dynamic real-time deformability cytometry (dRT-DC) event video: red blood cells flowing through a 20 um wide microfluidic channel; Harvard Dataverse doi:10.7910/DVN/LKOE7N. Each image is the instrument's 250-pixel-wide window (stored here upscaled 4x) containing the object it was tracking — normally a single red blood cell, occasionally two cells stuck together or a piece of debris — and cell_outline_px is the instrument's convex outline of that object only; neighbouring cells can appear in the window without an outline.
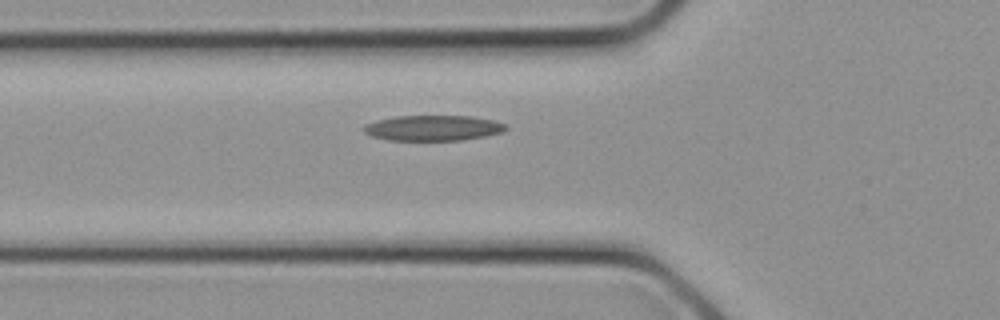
{"species": "common noctule bat (a hibernating species)", "species_latin": "Nyctalus noctula", "temperature_condition": "cold", "stored_images_in_passage": 5, "camera_frame_rate_fps": 3000, "um_per_image_px": 0.085, "animal": {"sex": "female", "body_mass_g": 21.9}, "frame": {"image": 1, "passage_image": 3, "time_ms": 0.667, "image_size_px": [1000, 320], "cell_outline_px": [[508, 128], [504, 132], [488, 136], [464, 140], [388, 140], [372, 136], [364, 132], [360, 128], [364, 124], [376, 120], [396, 116], [472, 116], [496, 120], [508, 124]], "centroid_in_image_um": [36.86, 10.87], "position_along_channel_um": 88.9, "area_um2": 21.5}}
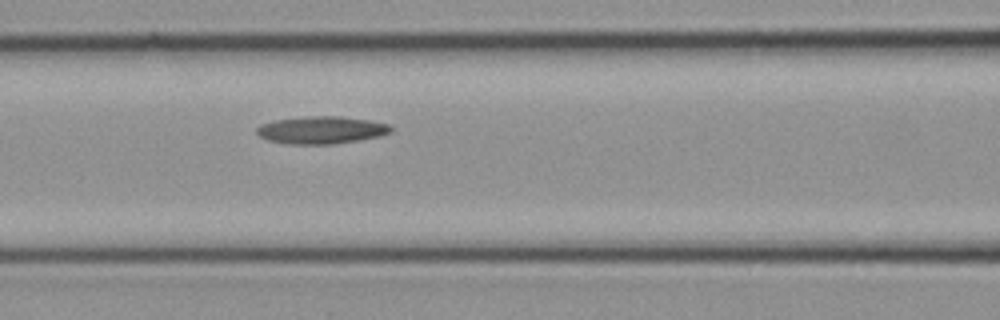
{"frame": {"image": 2, "passage_image": 5, "time_ms": 1.333, "image_size_px": [1000, 320], "cell_outline_px": [[392, 132], [380, 136], [360, 140], [332, 144], [284, 144], [268, 140], [260, 136], [256, 132], [256, 128], [260, 124], [276, 120], [312, 116], [340, 116], [368, 120], [388, 124], [392, 128]], "centroid_in_image_um": [27.31, 11.06], "position_along_channel_um": 139.3, "area_um2": 21.44}}